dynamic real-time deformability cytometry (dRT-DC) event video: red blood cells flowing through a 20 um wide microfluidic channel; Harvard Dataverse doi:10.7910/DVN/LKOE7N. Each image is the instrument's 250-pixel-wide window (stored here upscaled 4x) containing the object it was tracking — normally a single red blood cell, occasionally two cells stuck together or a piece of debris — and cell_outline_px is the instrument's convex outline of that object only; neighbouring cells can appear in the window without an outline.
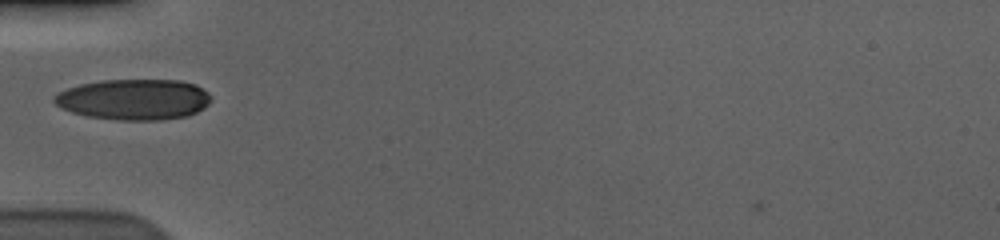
{"species": "human", "species_latin": "Homo sapiens", "temperature_condition": "cold", "stored_images_in_passage": 38, "camera_frame_rate_fps": 3000, "um_per_image_px": 0.085, "donor": {"sex": "male"}, "frame": {"image": 1, "passage_image": 1, "time_ms": 0.0, "image_size_px": [1000, 240], "cell_outline_px": [[212, 100], [204, 108], [188, 116], [160, 120], [116, 120], [88, 116], [72, 112], [60, 108], [52, 100], [52, 96], [68, 88], [80, 84], [100, 80], [180, 80], [196, 84], [208, 92], [212, 96]], "centroid_in_image_um": [11.4, 8.45], "position_along_channel_um": 73.6, "area_um2": 37.57}}
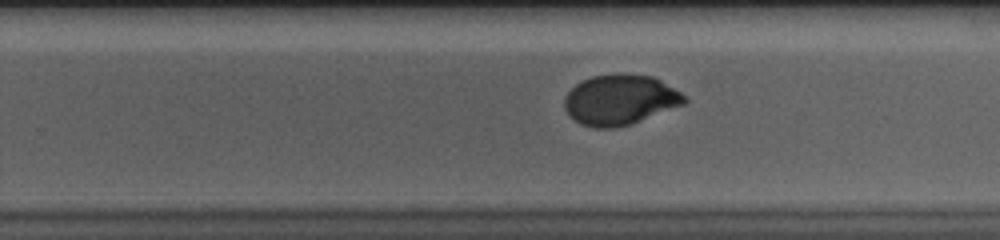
{"frame": {"image": 2, "passage_image": 18, "time_ms": 5.667, "image_size_px": [1000, 240], "cell_outline_px": [[688, 100], [684, 104], [632, 124], [612, 128], [596, 128], [580, 124], [564, 108], [564, 96], [576, 84], [592, 76], [616, 72], [652, 76], [660, 80], [680, 92]], "centroid_in_image_um": [52.7, 8.47], "position_along_channel_um": 277.1, "area_um2": 35.14}}
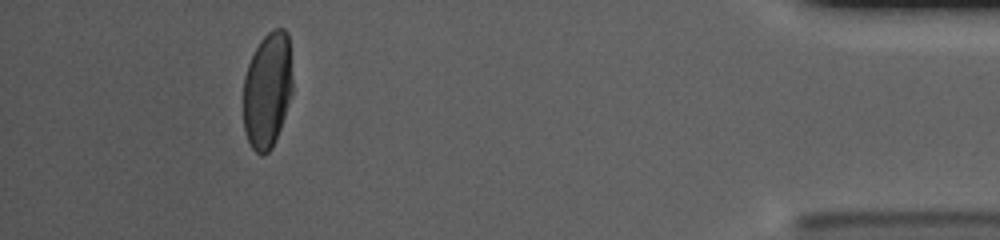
{"frame": {"image": 3, "passage_image": 34, "time_ms": 11.0, "image_size_px": [1000, 240], "cell_outline_px": [[292, 92], [276, 140], [272, 148], [264, 156], [260, 156], [252, 148], [244, 132], [244, 76], [248, 64], [260, 40], [272, 28], [284, 28], [288, 32], [292, 80]], "centroid_in_image_um": [22.73, 7.66], "position_along_channel_um": 412.5, "area_um2": 33.35}, "authors_computed_cell_mechanics": {"area_um2": 35.2291, "velocity_mm_per_s": 3.5885, "shape_relaxation_time_tau1_ms": 4.2188, "shape_relaxation_time_tau2_ms": null, "deformation_change_tau1": 0.1666, "deformation_change_tau2": null}}